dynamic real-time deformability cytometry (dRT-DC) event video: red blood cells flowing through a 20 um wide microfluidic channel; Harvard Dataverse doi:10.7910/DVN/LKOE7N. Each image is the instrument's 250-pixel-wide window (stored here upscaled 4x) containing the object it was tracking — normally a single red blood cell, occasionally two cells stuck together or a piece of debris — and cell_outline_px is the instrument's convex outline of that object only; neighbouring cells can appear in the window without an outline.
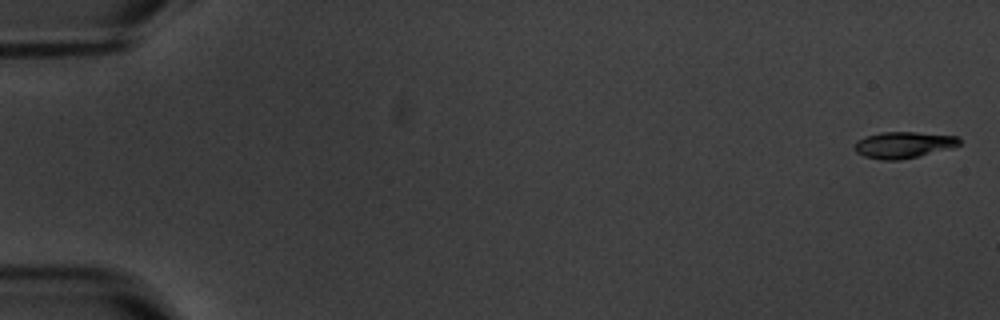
{"species": "common noctule bat (a hibernating species)", "species_latin": "Nyctalus noctula", "temperature_condition": "warm", "stored_images_in_passage": 4, "camera_frame_rate_fps": 3000, "um_per_image_px": 0.085, "animal": {"sex": "male", "body_mass_g": 20.1, "forearm_length_mm": 53.5}, "frame": {"image": 1, "passage_image": 1, "time_ms": 0.0, "image_size_px": [1000, 320], "cell_outline_px": [[960, 144], [952, 148], [900, 160], [880, 160], [864, 156], [856, 152], [852, 148], [856, 140], [864, 136], [880, 132], [916, 132], [960, 136]], "centroid_in_image_um": [76.76, 12.31], "position_along_channel_um": 8.2, "area_um2": 16.36}}